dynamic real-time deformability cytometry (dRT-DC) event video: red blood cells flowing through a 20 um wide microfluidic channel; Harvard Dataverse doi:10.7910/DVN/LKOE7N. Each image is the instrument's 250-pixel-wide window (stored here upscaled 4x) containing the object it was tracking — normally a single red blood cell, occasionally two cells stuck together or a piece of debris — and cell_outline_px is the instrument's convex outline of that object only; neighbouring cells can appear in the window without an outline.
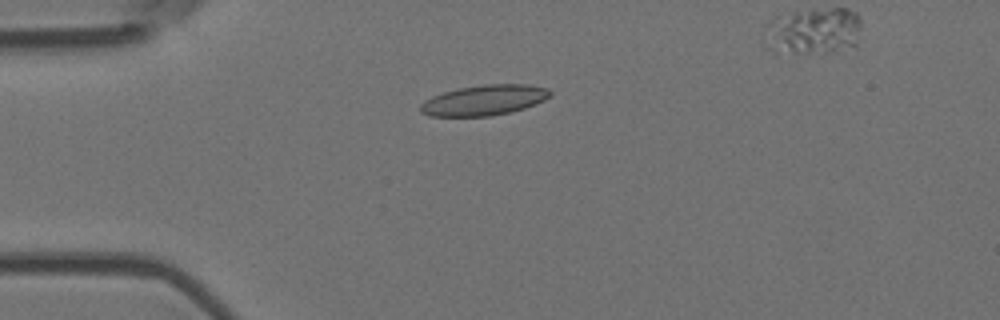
{"species": "Egyptian fruit bat (a non-hibernating species)", "species_latin": "Rousettus aegyptiacus", "temperature_condition": "room temperature", "stored_images_in_passage": 5, "segment_of_instrument_passage": [1, 2], "camera_frame_rate_fps": 3000, "um_per_image_px": 0.085, "animal": {"sex": "female"}, "frame": {"image": 1, "passage_image": 4, "time_ms": 1.0, "image_size_px": [1000, 320], "cell_outline_px": [[552, 96], [536, 104], [524, 108], [492, 116], [428, 116], [420, 112], [420, 104], [424, 100], [432, 96], [444, 92], [460, 88], [484, 84], [528, 84], [548, 88], [552, 92]], "centroid_in_image_um": [41.17, 8.51], "position_along_channel_um": 43.8, "area_um2": 23.06}}